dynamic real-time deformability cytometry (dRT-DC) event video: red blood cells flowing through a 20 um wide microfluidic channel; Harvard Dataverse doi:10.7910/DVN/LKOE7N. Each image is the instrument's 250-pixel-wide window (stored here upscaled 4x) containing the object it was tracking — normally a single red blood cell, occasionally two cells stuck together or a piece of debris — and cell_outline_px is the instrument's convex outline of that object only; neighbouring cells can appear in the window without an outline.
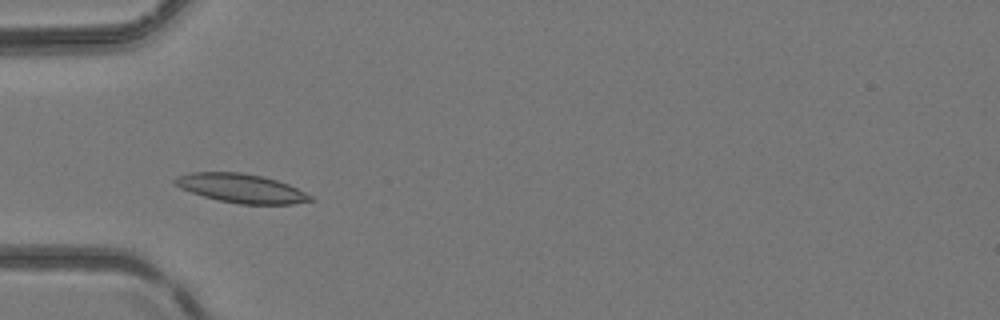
{"species": "common noctule bat (a hibernating species)", "species_latin": "Nyctalus noctula", "temperature_condition": "room temperature", "stored_images_in_passage": 3, "camera_frame_rate_fps": 3000, "um_per_image_px": 0.085, "animal": {"sex": "female", "body_mass_g": 24.6, "forearm_length_mm": 56.2}, "frame": {"image": 1, "passage_image": 3, "time_ms": 0.667, "image_size_px": [1000, 320], "cell_outline_px": [[316, 200], [292, 204], [240, 204], [220, 200], [204, 196], [180, 188], [172, 180], [176, 176], [192, 172], [240, 172], [264, 176], [288, 184], [312, 196]], "centroid_in_image_um": [20.51, 16.0], "position_along_channel_um": 64.5, "area_um2": 22.72}}